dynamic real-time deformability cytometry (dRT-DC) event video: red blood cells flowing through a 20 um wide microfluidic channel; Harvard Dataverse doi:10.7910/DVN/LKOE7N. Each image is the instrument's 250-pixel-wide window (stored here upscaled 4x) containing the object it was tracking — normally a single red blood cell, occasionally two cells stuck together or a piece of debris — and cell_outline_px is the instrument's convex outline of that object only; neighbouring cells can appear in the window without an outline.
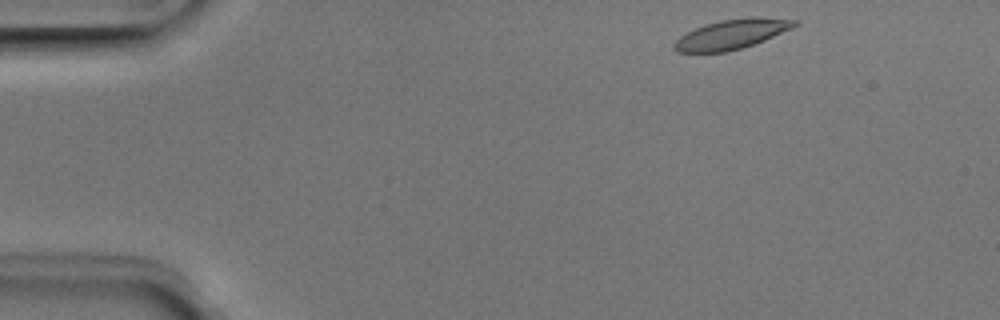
{"species": "Egyptian fruit bat (a non-hibernating species)", "species_latin": "Rousettus aegyptiacus", "temperature_condition": "room temperature", "stored_images_in_passage": 34, "camera_frame_rate_fps": 3000, "um_per_image_px": 0.085, "animal": {"sex": "male"}, "frame": {"image": 1, "passage_image": 1, "time_ms": 0.0, "image_size_px": [1000, 320], "cell_outline_px": [[800, 24], [792, 28], [764, 40], [740, 48], [724, 52], [676, 52], [672, 48], [672, 44], [680, 36], [696, 28], [720, 20], [752, 16], [760, 16], [800, 20]], "centroid_in_image_um": [62.23, 2.89], "position_along_channel_um": 22.8, "area_um2": 20.81}}
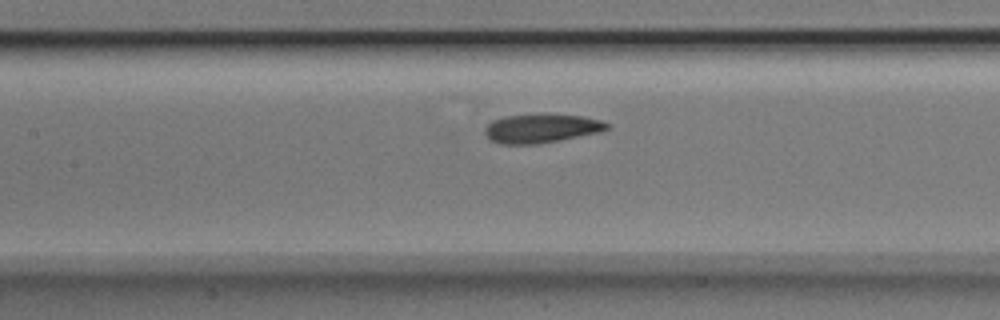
{"frame": {"image": 2, "passage_image": 18, "time_ms": 5.667, "image_size_px": [1000, 320], "cell_outline_px": [[612, 124], [608, 128], [600, 132], [540, 144], [500, 144], [488, 140], [484, 132], [484, 128], [492, 120], [504, 116], [544, 112], [548, 112], [580, 116], [600, 120]], "centroid_in_image_um": [45.99, 10.89], "position_along_channel_um": 161.4, "area_um2": 21.27}}
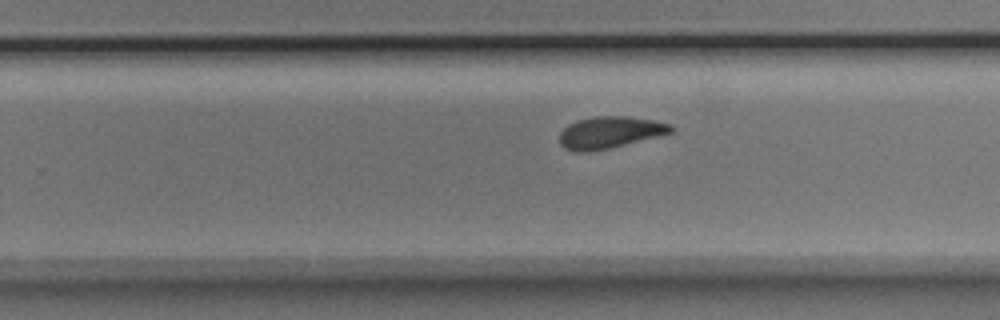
{"frame": {"image": 3, "passage_image": 27, "time_ms": 8.667, "image_size_px": [1000, 320], "cell_outline_px": [[672, 132], [608, 148], [588, 152], [576, 152], [564, 148], [560, 144], [560, 132], [568, 124], [580, 120], [596, 116], [628, 116], [652, 120], [672, 124]], "centroid_in_image_um": [51.79, 11.25], "position_along_channel_um": 278.0, "area_um2": 20.29}}